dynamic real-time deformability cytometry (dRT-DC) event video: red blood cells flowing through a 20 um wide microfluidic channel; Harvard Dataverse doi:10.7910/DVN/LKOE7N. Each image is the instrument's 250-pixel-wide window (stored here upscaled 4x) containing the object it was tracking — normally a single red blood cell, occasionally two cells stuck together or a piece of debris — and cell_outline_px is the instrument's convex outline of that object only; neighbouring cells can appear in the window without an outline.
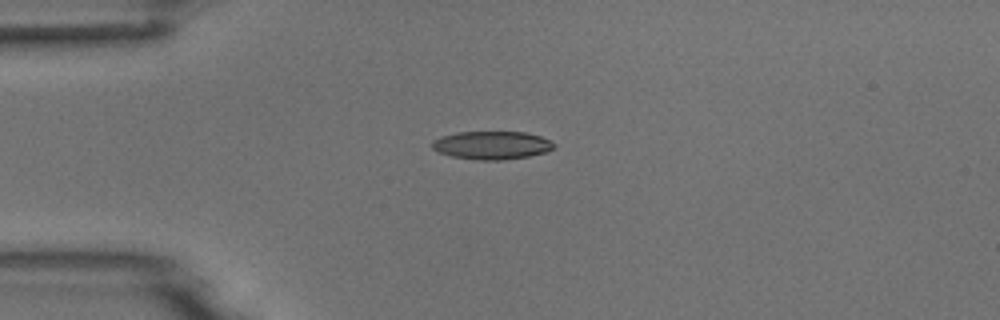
{"species": "common noctule bat (a hibernating species)", "species_latin": "Nyctalus noctula", "temperature_condition": "room temperature", "stored_images_in_passage": 6, "camera_frame_rate_fps": 3000, "um_per_image_px": 0.085, "animal": {"sex": "male", "body_mass_g": 18.8}, "frame": {"image": 1, "passage_image": 1, "time_ms": 0.0, "image_size_px": [1000, 320], "cell_outline_px": [[556, 148], [544, 152], [528, 156], [504, 160], [476, 160], [452, 156], [440, 152], [432, 148], [432, 140], [440, 136], [456, 132], [524, 132], [540, 136], [556, 144]], "centroid_in_image_um": [41.79, 12.34], "position_along_channel_um": 43.2, "area_um2": 20.0}}